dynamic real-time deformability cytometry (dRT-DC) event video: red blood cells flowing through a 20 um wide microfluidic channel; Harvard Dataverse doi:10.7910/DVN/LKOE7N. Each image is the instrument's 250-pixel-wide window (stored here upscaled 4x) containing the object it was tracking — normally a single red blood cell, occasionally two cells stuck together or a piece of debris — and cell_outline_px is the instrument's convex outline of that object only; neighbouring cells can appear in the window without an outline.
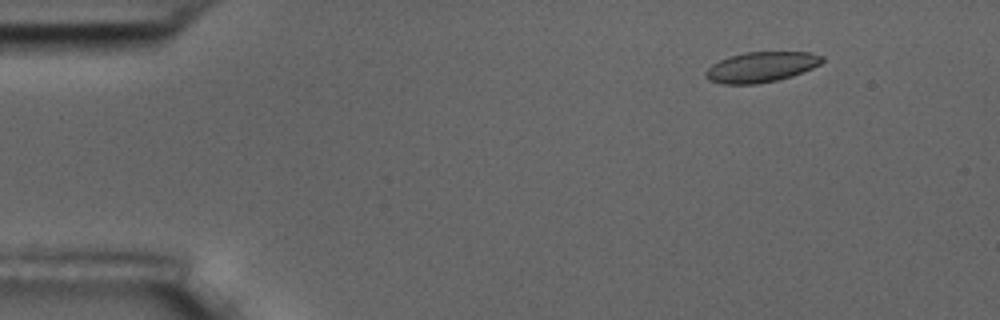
{"species": "common noctule bat (a hibernating species)", "species_latin": "Nyctalus noctula", "temperature_condition": "room temperature", "stored_images_in_passage": 3, "camera_frame_rate_fps": 3000, "um_per_image_px": 0.085, "animal": {"sex": "male", "body_mass_g": 17.5, "forearm_length_mm": 52.3}, "frame": {"image": 1, "passage_image": 2, "time_ms": 1.0, "image_size_px": [1000, 320], "cell_outline_px": [[824, 60], [820, 64], [812, 68], [792, 76], [776, 80], [756, 84], [724, 84], [708, 80], [704, 76], [704, 72], [712, 64], [728, 56], [744, 52], [808, 52], [824, 56]], "centroid_in_image_um": [64.67, 5.69], "position_along_channel_um": 20.3, "area_um2": 20.63}}